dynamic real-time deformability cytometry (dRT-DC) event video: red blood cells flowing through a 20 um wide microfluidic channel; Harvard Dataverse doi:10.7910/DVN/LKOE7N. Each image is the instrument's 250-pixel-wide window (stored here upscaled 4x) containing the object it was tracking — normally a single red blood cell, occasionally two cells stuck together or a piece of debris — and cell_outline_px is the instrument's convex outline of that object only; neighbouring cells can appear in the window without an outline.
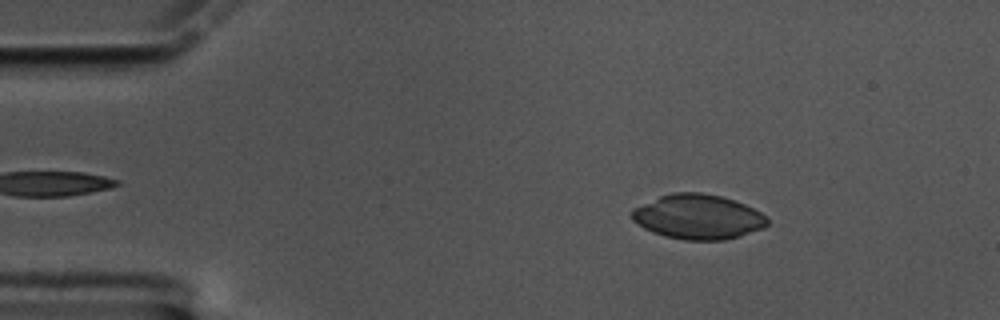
{"species": "common noctule bat (a hibernating species)", "species_latin": "Nyctalus noctula", "temperature_condition": "cold", "stored_images_in_passage": 58, "camera_frame_rate_fps": 3000, "um_per_image_px": 0.085, "animal": {"sex": "male", "body_mass_g": 17.5, "forearm_length_mm": 52.3}, "frame": {"image": 1, "passage_image": 8, "time_ms": 2.333, "image_size_px": [1000, 320], "cell_outline_px": [[768, 224], [764, 228], [740, 236], [724, 240], [684, 240], [664, 236], [652, 232], [644, 228], [632, 220], [632, 208], [660, 196], [672, 192], [700, 192], [720, 196], [744, 204], [760, 212], [768, 220]], "centroid_in_image_um": [59.31, 18.43], "position_along_channel_um": 25.7, "area_um2": 35.26}}